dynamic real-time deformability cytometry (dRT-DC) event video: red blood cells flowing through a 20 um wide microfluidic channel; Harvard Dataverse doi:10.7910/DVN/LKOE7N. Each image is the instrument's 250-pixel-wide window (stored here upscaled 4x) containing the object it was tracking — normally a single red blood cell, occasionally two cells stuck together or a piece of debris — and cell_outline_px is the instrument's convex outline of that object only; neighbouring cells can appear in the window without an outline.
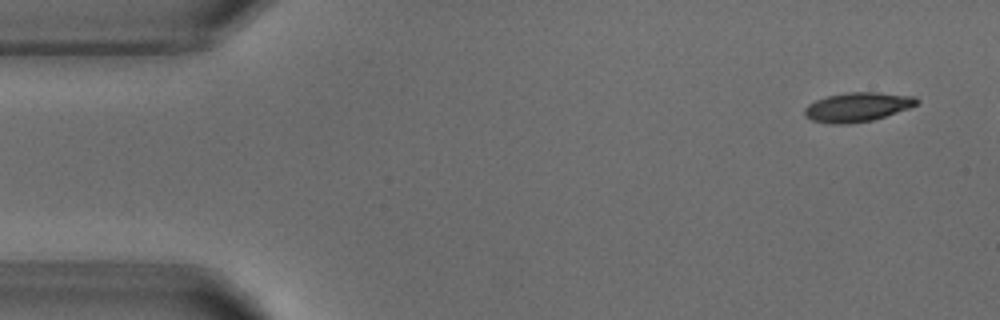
{"species": "common noctule bat (a hibernating species)", "species_latin": "Nyctalus noctula", "temperature_condition": "warm", "stored_images_in_passage": 4, "camera_frame_rate_fps": 3000, "um_per_image_px": 0.085, "animal": {"sex": "male", "body_mass_g": 18.8}, "frame": {"image": 1, "passage_image": 1, "time_ms": 0.0, "image_size_px": [1000, 320], "cell_outline_px": [[920, 100], [916, 104], [908, 108], [872, 120], [848, 124], [832, 124], [812, 120], [804, 116], [804, 108], [808, 104], [816, 100], [828, 96], [848, 92], [876, 92], [916, 96]], "centroid_in_image_um": [72.86, 9.09], "position_along_channel_um": 12.1, "area_um2": 19.02}}